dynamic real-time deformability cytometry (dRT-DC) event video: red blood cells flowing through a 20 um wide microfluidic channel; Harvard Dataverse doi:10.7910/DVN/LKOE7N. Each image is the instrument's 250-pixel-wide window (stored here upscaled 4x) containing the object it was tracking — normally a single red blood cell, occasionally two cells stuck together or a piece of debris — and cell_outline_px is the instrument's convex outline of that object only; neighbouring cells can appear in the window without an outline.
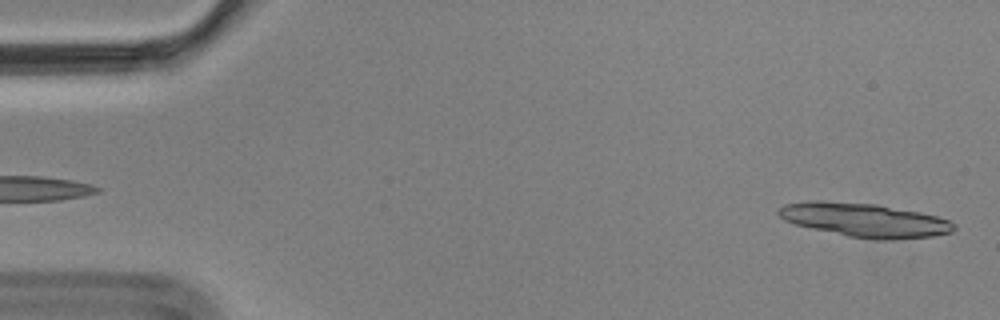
{"species": "Egyptian fruit bat (a non-hibernating species)", "species_latin": "Rousettus aegyptiacus", "temperature_condition": "cold", "stored_images_in_passage": 5, "segment_of_instrument_passage": [2, 2], "camera_frame_rate_fps": 3000, "um_per_image_px": 0.085, "animal": {"sex": "male"}, "frame": {"image": 1, "passage_image": 5, "time_ms": 1.333, "image_size_px": [1000, 320], "cell_outline_px": [[956, 228], [952, 232], [932, 236], [892, 240], [872, 240], [848, 236], [812, 228], [796, 224], [784, 220], [776, 212], [784, 204], [812, 200], [820, 200], [876, 204], [920, 212], [936, 216], [948, 220], [956, 224]], "centroid_in_image_um": [73.51, 18.7], "position_along_channel_um": 11.5, "area_um2": 34.62}}